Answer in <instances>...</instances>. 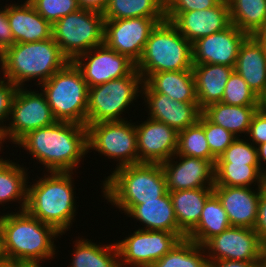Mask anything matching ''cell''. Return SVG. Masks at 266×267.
Returning a JSON list of instances; mask_svg holds the SVG:
<instances>
[{
	"instance_id": "cell-49",
	"label": "cell",
	"mask_w": 266,
	"mask_h": 267,
	"mask_svg": "<svg viewBox=\"0 0 266 267\" xmlns=\"http://www.w3.org/2000/svg\"><path fill=\"white\" fill-rule=\"evenodd\" d=\"M7 265H9V261L7 260V257L5 254L3 238H2L1 229H0V267H6Z\"/></svg>"
},
{
	"instance_id": "cell-22",
	"label": "cell",
	"mask_w": 266,
	"mask_h": 267,
	"mask_svg": "<svg viewBox=\"0 0 266 267\" xmlns=\"http://www.w3.org/2000/svg\"><path fill=\"white\" fill-rule=\"evenodd\" d=\"M7 18L15 43L38 42L52 37V25L28 1L5 4Z\"/></svg>"
},
{
	"instance_id": "cell-20",
	"label": "cell",
	"mask_w": 266,
	"mask_h": 267,
	"mask_svg": "<svg viewBox=\"0 0 266 267\" xmlns=\"http://www.w3.org/2000/svg\"><path fill=\"white\" fill-rule=\"evenodd\" d=\"M213 186V193L220 200L231 226L254 229L258 219L262 187Z\"/></svg>"
},
{
	"instance_id": "cell-36",
	"label": "cell",
	"mask_w": 266,
	"mask_h": 267,
	"mask_svg": "<svg viewBox=\"0 0 266 267\" xmlns=\"http://www.w3.org/2000/svg\"><path fill=\"white\" fill-rule=\"evenodd\" d=\"M177 155L203 158L211 161L214 165L217 158L211 153L206 135L203 129V114L198 121L186 129L178 132Z\"/></svg>"
},
{
	"instance_id": "cell-18",
	"label": "cell",
	"mask_w": 266,
	"mask_h": 267,
	"mask_svg": "<svg viewBox=\"0 0 266 267\" xmlns=\"http://www.w3.org/2000/svg\"><path fill=\"white\" fill-rule=\"evenodd\" d=\"M248 35L237 26L199 38L192 43L193 64H220L234 67L239 48Z\"/></svg>"
},
{
	"instance_id": "cell-35",
	"label": "cell",
	"mask_w": 266,
	"mask_h": 267,
	"mask_svg": "<svg viewBox=\"0 0 266 267\" xmlns=\"http://www.w3.org/2000/svg\"><path fill=\"white\" fill-rule=\"evenodd\" d=\"M208 262L204 247L184 238L150 267H207Z\"/></svg>"
},
{
	"instance_id": "cell-31",
	"label": "cell",
	"mask_w": 266,
	"mask_h": 267,
	"mask_svg": "<svg viewBox=\"0 0 266 267\" xmlns=\"http://www.w3.org/2000/svg\"><path fill=\"white\" fill-rule=\"evenodd\" d=\"M79 239L75 241L72 262L68 267H120L116 242L101 246L88 239Z\"/></svg>"
},
{
	"instance_id": "cell-2",
	"label": "cell",
	"mask_w": 266,
	"mask_h": 267,
	"mask_svg": "<svg viewBox=\"0 0 266 267\" xmlns=\"http://www.w3.org/2000/svg\"><path fill=\"white\" fill-rule=\"evenodd\" d=\"M0 229L9 263L49 261L56 254L53 239L62 235L26 210L2 214Z\"/></svg>"
},
{
	"instance_id": "cell-19",
	"label": "cell",
	"mask_w": 266,
	"mask_h": 267,
	"mask_svg": "<svg viewBox=\"0 0 266 267\" xmlns=\"http://www.w3.org/2000/svg\"><path fill=\"white\" fill-rule=\"evenodd\" d=\"M161 166L169 192L214 186L215 168L209 160L174 154Z\"/></svg>"
},
{
	"instance_id": "cell-47",
	"label": "cell",
	"mask_w": 266,
	"mask_h": 267,
	"mask_svg": "<svg viewBox=\"0 0 266 267\" xmlns=\"http://www.w3.org/2000/svg\"><path fill=\"white\" fill-rule=\"evenodd\" d=\"M81 9L103 13L109 0H77Z\"/></svg>"
},
{
	"instance_id": "cell-4",
	"label": "cell",
	"mask_w": 266,
	"mask_h": 267,
	"mask_svg": "<svg viewBox=\"0 0 266 267\" xmlns=\"http://www.w3.org/2000/svg\"><path fill=\"white\" fill-rule=\"evenodd\" d=\"M105 200L126 213L143 201L156 200L167 190L161 164L139 163L115 169L102 185Z\"/></svg>"
},
{
	"instance_id": "cell-51",
	"label": "cell",
	"mask_w": 266,
	"mask_h": 267,
	"mask_svg": "<svg viewBox=\"0 0 266 267\" xmlns=\"http://www.w3.org/2000/svg\"><path fill=\"white\" fill-rule=\"evenodd\" d=\"M254 36L266 46V20Z\"/></svg>"
},
{
	"instance_id": "cell-53",
	"label": "cell",
	"mask_w": 266,
	"mask_h": 267,
	"mask_svg": "<svg viewBox=\"0 0 266 267\" xmlns=\"http://www.w3.org/2000/svg\"><path fill=\"white\" fill-rule=\"evenodd\" d=\"M262 189L266 191V171L263 172Z\"/></svg>"
},
{
	"instance_id": "cell-5",
	"label": "cell",
	"mask_w": 266,
	"mask_h": 267,
	"mask_svg": "<svg viewBox=\"0 0 266 267\" xmlns=\"http://www.w3.org/2000/svg\"><path fill=\"white\" fill-rule=\"evenodd\" d=\"M68 62L52 37L38 42L15 43L2 52V78L17 87H25L26 81L39 79L38 86Z\"/></svg>"
},
{
	"instance_id": "cell-11",
	"label": "cell",
	"mask_w": 266,
	"mask_h": 267,
	"mask_svg": "<svg viewBox=\"0 0 266 267\" xmlns=\"http://www.w3.org/2000/svg\"><path fill=\"white\" fill-rule=\"evenodd\" d=\"M11 120L1 132L3 143L10 140L16 144L33 130L52 125L55 119L45 95L40 91H29L18 87L11 104Z\"/></svg>"
},
{
	"instance_id": "cell-42",
	"label": "cell",
	"mask_w": 266,
	"mask_h": 267,
	"mask_svg": "<svg viewBox=\"0 0 266 267\" xmlns=\"http://www.w3.org/2000/svg\"><path fill=\"white\" fill-rule=\"evenodd\" d=\"M222 0H165V12H188L205 10L218 5Z\"/></svg>"
},
{
	"instance_id": "cell-26",
	"label": "cell",
	"mask_w": 266,
	"mask_h": 267,
	"mask_svg": "<svg viewBox=\"0 0 266 267\" xmlns=\"http://www.w3.org/2000/svg\"><path fill=\"white\" fill-rule=\"evenodd\" d=\"M196 96L202 110L206 106L221 102L225 85L234 67L220 64H193Z\"/></svg>"
},
{
	"instance_id": "cell-55",
	"label": "cell",
	"mask_w": 266,
	"mask_h": 267,
	"mask_svg": "<svg viewBox=\"0 0 266 267\" xmlns=\"http://www.w3.org/2000/svg\"><path fill=\"white\" fill-rule=\"evenodd\" d=\"M3 143V141H2V137H1V132H0V151H1V147H3L2 144ZM1 158V157H0Z\"/></svg>"
},
{
	"instance_id": "cell-28",
	"label": "cell",
	"mask_w": 266,
	"mask_h": 267,
	"mask_svg": "<svg viewBox=\"0 0 266 267\" xmlns=\"http://www.w3.org/2000/svg\"><path fill=\"white\" fill-rule=\"evenodd\" d=\"M259 106H236L216 102L202 109V114L212 123L231 132L236 138L239 133H248L249 126Z\"/></svg>"
},
{
	"instance_id": "cell-7",
	"label": "cell",
	"mask_w": 266,
	"mask_h": 267,
	"mask_svg": "<svg viewBox=\"0 0 266 267\" xmlns=\"http://www.w3.org/2000/svg\"><path fill=\"white\" fill-rule=\"evenodd\" d=\"M39 86L57 121L86 126L89 87L72 61Z\"/></svg>"
},
{
	"instance_id": "cell-27",
	"label": "cell",
	"mask_w": 266,
	"mask_h": 267,
	"mask_svg": "<svg viewBox=\"0 0 266 267\" xmlns=\"http://www.w3.org/2000/svg\"><path fill=\"white\" fill-rule=\"evenodd\" d=\"M178 227L187 235L199 222L213 188H196L169 192Z\"/></svg>"
},
{
	"instance_id": "cell-54",
	"label": "cell",
	"mask_w": 266,
	"mask_h": 267,
	"mask_svg": "<svg viewBox=\"0 0 266 267\" xmlns=\"http://www.w3.org/2000/svg\"><path fill=\"white\" fill-rule=\"evenodd\" d=\"M264 262L266 263V244L264 246Z\"/></svg>"
},
{
	"instance_id": "cell-46",
	"label": "cell",
	"mask_w": 266,
	"mask_h": 267,
	"mask_svg": "<svg viewBox=\"0 0 266 267\" xmlns=\"http://www.w3.org/2000/svg\"><path fill=\"white\" fill-rule=\"evenodd\" d=\"M263 262H251L240 260H217L209 261L207 267H257Z\"/></svg>"
},
{
	"instance_id": "cell-8",
	"label": "cell",
	"mask_w": 266,
	"mask_h": 267,
	"mask_svg": "<svg viewBox=\"0 0 266 267\" xmlns=\"http://www.w3.org/2000/svg\"><path fill=\"white\" fill-rule=\"evenodd\" d=\"M143 79L136 68L126 77L89 88L86 126L104 121H123L121 114L141 94ZM141 87V88H140Z\"/></svg>"
},
{
	"instance_id": "cell-56",
	"label": "cell",
	"mask_w": 266,
	"mask_h": 267,
	"mask_svg": "<svg viewBox=\"0 0 266 267\" xmlns=\"http://www.w3.org/2000/svg\"><path fill=\"white\" fill-rule=\"evenodd\" d=\"M257 267H266V263H265V262H263L262 264H260V265H257Z\"/></svg>"
},
{
	"instance_id": "cell-15",
	"label": "cell",
	"mask_w": 266,
	"mask_h": 267,
	"mask_svg": "<svg viewBox=\"0 0 266 267\" xmlns=\"http://www.w3.org/2000/svg\"><path fill=\"white\" fill-rule=\"evenodd\" d=\"M72 62L82 73L89 88L126 77L136 68L126 55L119 54L105 44L79 55Z\"/></svg>"
},
{
	"instance_id": "cell-16",
	"label": "cell",
	"mask_w": 266,
	"mask_h": 267,
	"mask_svg": "<svg viewBox=\"0 0 266 267\" xmlns=\"http://www.w3.org/2000/svg\"><path fill=\"white\" fill-rule=\"evenodd\" d=\"M165 17L191 44L232 24L227 0H222L215 7L205 10L165 12Z\"/></svg>"
},
{
	"instance_id": "cell-30",
	"label": "cell",
	"mask_w": 266,
	"mask_h": 267,
	"mask_svg": "<svg viewBox=\"0 0 266 267\" xmlns=\"http://www.w3.org/2000/svg\"><path fill=\"white\" fill-rule=\"evenodd\" d=\"M9 160L0 158V205L18 201L19 211H23L27 205L28 170Z\"/></svg>"
},
{
	"instance_id": "cell-25",
	"label": "cell",
	"mask_w": 266,
	"mask_h": 267,
	"mask_svg": "<svg viewBox=\"0 0 266 267\" xmlns=\"http://www.w3.org/2000/svg\"><path fill=\"white\" fill-rule=\"evenodd\" d=\"M125 214L142 222L143 230L184 233L178 227L169 191L159 199L143 201L142 204L132 206Z\"/></svg>"
},
{
	"instance_id": "cell-40",
	"label": "cell",
	"mask_w": 266,
	"mask_h": 267,
	"mask_svg": "<svg viewBox=\"0 0 266 267\" xmlns=\"http://www.w3.org/2000/svg\"><path fill=\"white\" fill-rule=\"evenodd\" d=\"M203 129L206 135L209 149L216 158L220 157L221 154L236 139V137L231 132L227 131L219 125L210 122L204 115Z\"/></svg>"
},
{
	"instance_id": "cell-39",
	"label": "cell",
	"mask_w": 266,
	"mask_h": 267,
	"mask_svg": "<svg viewBox=\"0 0 266 267\" xmlns=\"http://www.w3.org/2000/svg\"><path fill=\"white\" fill-rule=\"evenodd\" d=\"M51 25L80 9L77 0H28Z\"/></svg>"
},
{
	"instance_id": "cell-29",
	"label": "cell",
	"mask_w": 266,
	"mask_h": 267,
	"mask_svg": "<svg viewBox=\"0 0 266 267\" xmlns=\"http://www.w3.org/2000/svg\"><path fill=\"white\" fill-rule=\"evenodd\" d=\"M231 227L227 213L217 196L213 193L205 202L198 224L186 238L203 246L209 239Z\"/></svg>"
},
{
	"instance_id": "cell-23",
	"label": "cell",
	"mask_w": 266,
	"mask_h": 267,
	"mask_svg": "<svg viewBox=\"0 0 266 267\" xmlns=\"http://www.w3.org/2000/svg\"><path fill=\"white\" fill-rule=\"evenodd\" d=\"M234 71L258 97L266 91V46L254 35H248L242 42Z\"/></svg>"
},
{
	"instance_id": "cell-33",
	"label": "cell",
	"mask_w": 266,
	"mask_h": 267,
	"mask_svg": "<svg viewBox=\"0 0 266 267\" xmlns=\"http://www.w3.org/2000/svg\"><path fill=\"white\" fill-rule=\"evenodd\" d=\"M231 22L247 35H255L266 20V0H227Z\"/></svg>"
},
{
	"instance_id": "cell-57",
	"label": "cell",
	"mask_w": 266,
	"mask_h": 267,
	"mask_svg": "<svg viewBox=\"0 0 266 267\" xmlns=\"http://www.w3.org/2000/svg\"><path fill=\"white\" fill-rule=\"evenodd\" d=\"M2 62V52L0 51V64Z\"/></svg>"
},
{
	"instance_id": "cell-48",
	"label": "cell",
	"mask_w": 266,
	"mask_h": 267,
	"mask_svg": "<svg viewBox=\"0 0 266 267\" xmlns=\"http://www.w3.org/2000/svg\"><path fill=\"white\" fill-rule=\"evenodd\" d=\"M256 148H257L259 167L263 173L264 171H266V169H265V167H266L265 166L266 165V143L260 144V145L256 146ZM263 163H265V165ZM262 166L263 167L265 166V167L263 168Z\"/></svg>"
},
{
	"instance_id": "cell-12",
	"label": "cell",
	"mask_w": 266,
	"mask_h": 267,
	"mask_svg": "<svg viewBox=\"0 0 266 267\" xmlns=\"http://www.w3.org/2000/svg\"><path fill=\"white\" fill-rule=\"evenodd\" d=\"M184 238L185 233L139 228L130 236L116 242L120 267H150Z\"/></svg>"
},
{
	"instance_id": "cell-50",
	"label": "cell",
	"mask_w": 266,
	"mask_h": 267,
	"mask_svg": "<svg viewBox=\"0 0 266 267\" xmlns=\"http://www.w3.org/2000/svg\"><path fill=\"white\" fill-rule=\"evenodd\" d=\"M40 263H42V262H32V261H28V262H12V263H9V265L11 267H42L40 265Z\"/></svg>"
},
{
	"instance_id": "cell-6",
	"label": "cell",
	"mask_w": 266,
	"mask_h": 267,
	"mask_svg": "<svg viewBox=\"0 0 266 267\" xmlns=\"http://www.w3.org/2000/svg\"><path fill=\"white\" fill-rule=\"evenodd\" d=\"M135 65L143 81L153 73L191 70L192 44L170 21L164 20L151 31Z\"/></svg>"
},
{
	"instance_id": "cell-3",
	"label": "cell",
	"mask_w": 266,
	"mask_h": 267,
	"mask_svg": "<svg viewBox=\"0 0 266 267\" xmlns=\"http://www.w3.org/2000/svg\"><path fill=\"white\" fill-rule=\"evenodd\" d=\"M72 174L73 172H48L43 178L38 177L36 183L28 185L25 210L62 235L70 229L77 213Z\"/></svg>"
},
{
	"instance_id": "cell-44",
	"label": "cell",
	"mask_w": 266,
	"mask_h": 267,
	"mask_svg": "<svg viewBox=\"0 0 266 267\" xmlns=\"http://www.w3.org/2000/svg\"><path fill=\"white\" fill-rule=\"evenodd\" d=\"M14 44L15 40L7 18V7L4 6L0 9V51L3 52Z\"/></svg>"
},
{
	"instance_id": "cell-24",
	"label": "cell",
	"mask_w": 266,
	"mask_h": 267,
	"mask_svg": "<svg viewBox=\"0 0 266 267\" xmlns=\"http://www.w3.org/2000/svg\"><path fill=\"white\" fill-rule=\"evenodd\" d=\"M141 91H155L180 102H198L192 69L150 74Z\"/></svg>"
},
{
	"instance_id": "cell-45",
	"label": "cell",
	"mask_w": 266,
	"mask_h": 267,
	"mask_svg": "<svg viewBox=\"0 0 266 267\" xmlns=\"http://www.w3.org/2000/svg\"><path fill=\"white\" fill-rule=\"evenodd\" d=\"M255 231L260 236L262 243L266 244V191L261 189L258 209V219L255 225Z\"/></svg>"
},
{
	"instance_id": "cell-21",
	"label": "cell",
	"mask_w": 266,
	"mask_h": 267,
	"mask_svg": "<svg viewBox=\"0 0 266 267\" xmlns=\"http://www.w3.org/2000/svg\"><path fill=\"white\" fill-rule=\"evenodd\" d=\"M150 119L162 122L180 132L194 125L202 110L198 102H180L155 91H141Z\"/></svg>"
},
{
	"instance_id": "cell-37",
	"label": "cell",
	"mask_w": 266,
	"mask_h": 267,
	"mask_svg": "<svg viewBox=\"0 0 266 267\" xmlns=\"http://www.w3.org/2000/svg\"><path fill=\"white\" fill-rule=\"evenodd\" d=\"M221 102L236 106H259V97L246 81L233 71L225 85Z\"/></svg>"
},
{
	"instance_id": "cell-41",
	"label": "cell",
	"mask_w": 266,
	"mask_h": 267,
	"mask_svg": "<svg viewBox=\"0 0 266 267\" xmlns=\"http://www.w3.org/2000/svg\"><path fill=\"white\" fill-rule=\"evenodd\" d=\"M18 89L13 83L9 80L2 79L0 80V132L5 128L4 121L9 120L11 114V104Z\"/></svg>"
},
{
	"instance_id": "cell-1",
	"label": "cell",
	"mask_w": 266,
	"mask_h": 267,
	"mask_svg": "<svg viewBox=\"0 0 266 267\" xmlns=\"http://www.w3.org/2000/svg\"><path fill=\"white\" fill-rule=\"evenodd\" d=\"M16 144L48 172H73L88 153L87 126L56 121L28 132Z\"/></svg>"
},
{
	"instance_id": "cell-14",
	"label": "cell",
	"mask_w": 266,
	"mask_h": 267,
	"mask_svg": "<svg viewBox=\"0 0 266 267\" xmlns=\"http://www.w3.org/2000/svg\"><path fill=\"white\" fill-rule=\"evenodd\" d=\"M166 18L135 17L104 21V44L135 64L140 60L151 31Z\"/></svg>"
},
{
	"instance_id": "cell-32",
	"label": "cell",
	"mask_w": 266,
	"mask_h": 267,
	"mask_svg": "<svg viewBox=\"0 0 266 267\" xmlns=\"http://www.w3.org/2000/svg\"><path fill=\"white\" fill-rule=\"evenodd\" d=\"M102 14L105 20L166 18L165 0H109Z\"/></svg>"
},
{
	"instance_id": "cell-17",
	"label": "cell",
	"mask_w": 266,
	"mask_h": 267,
	"mask_svg": "<svg viewBox=\"0 0 266 267\" xmlns=\"http://www.w3.org/2000/svg\"><path fill=\"white\" fill-rule=\"evenodd\" d=\"M138 164H162L177 152L178 132L165 123L147 118L135 125Z\"/></svg>"
},
{
	"instance_id": "cell-34",
	"label": "cell",
	"mask_w": 266,
	"mask_h": 267,
	"mask_svg": "<svg viewBox=\"0 0 266 267\" xmlns=\"http://www.w3.org/2000/svg\"><path fill=\"white\" fill-rule=\"evenodd\" d=\"M214 186L262 187L263 173L259 165L215 163Z\"/></svg>"
},
{
	"instance_id": "cell-9",
	"label": "cell",
	"mask_w": 266,
	"mask_h": 267,
	"mask_svg": "<svg viewBox=\"0 0 266 267\" xmlns=\"http://www.w3.org/2000/svg\"><path fill=\"white\" fill-rule=\"evenodd\" d=\"M104 21L102 13L80 8L52 25V38L62 54L73 61L79 55L104 44Z\"/></svg>"
},
{
	"instance_id": "cell-13",
	"label": "cell",
	"mask_w": 266,
	"mask_h": 267,
	"mask_svg": "<svg viewBox=\"0 0 266 267\" xmlns=\"http://www.w3.org/2000/svg\"><path fill=\"white\" fill-rule=\"evenodd\" d=\"M264 244L255 229L231 226L204 245L208 261L264 262Z\"/></svg>"
},
{
	"instance_id": "cell-52",
	"label": "cell",
	"mask_w": 266,
	"mask_h": 267,
	"mask_svg": "<svg viewBox=\"0 0 266 267\" xmlns=\"http://www.w3.org/2000/svg\"><path fill=\"white\" fill-rule=\"evenodd\" d=\"M259 109L266 114V91L259 97Z\"/></svg>"
},
{
	"instance_id": "cell-38",
	"label": "cell",
	"mask_w": 266,
	"mask_h": 267,
	"mask_svg": "<svg viewBox=\"0 0 266 267\" xmlns=\"http://www.w3.org/2000/svg\"><path fill=\"white\" fill-rule=\"evenodd\" d=\"M216 163L259 165L257 148L239 137L217 158Z\"/></svg>"
},
{
	"instance_id": "cell-10",
	"label": "cell",
	"mask_w": 266,
	"mask_h": 267,
	"mask_svg": "<svg viewBox=\"0 0 266 267\" xmlns=\"http://www.w3.org/2000/svg\"><path fill=\"white\" fill-rule=\"evenodd\" d=\"M89 150H95L116 159V168L138 164L137 133L135 123L128 120L104 121L87 126Z\"/></svg>"
},
{
	"instance_id": "cell-43",
	"label": "cell",
	"mask_w": 266,
	"mask_h": 267,
	"mask_svg": "<svg viewBox=\"0 0 266 267\" xmlns=\"http://www.w3.org/2000/svg\"><path fill=\"white\" fill-rule=\"evenodd\" d=\"M246 136L255 147L266 143V114L260 109L254 114Z\"/></svg>"
}]
</instances>
